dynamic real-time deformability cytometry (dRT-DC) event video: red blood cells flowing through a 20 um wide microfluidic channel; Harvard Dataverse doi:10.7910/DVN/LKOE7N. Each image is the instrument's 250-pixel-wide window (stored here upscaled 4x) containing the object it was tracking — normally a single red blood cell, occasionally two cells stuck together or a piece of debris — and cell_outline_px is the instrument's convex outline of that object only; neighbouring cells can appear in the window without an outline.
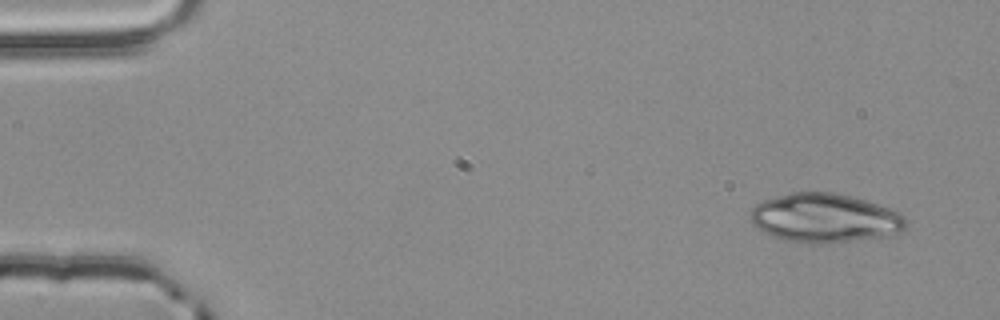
{"species": "common noctule bat (a hibernating species)", "species_latin": "Nyctalus noctula", "temperature_condition": "room temperature", "stored_images_in_passage": 3, "camera_frame_rate_fps": 3000, "um_per_image_px": 0.085, "animal": {"sex": "male", "body_mass_g": 20.4}, "frame": {"image": 1, "passage_image": 1, "time_ms": 0.0, "image_size_px": [1000, 320], "cell_outline_px": [[908, 228], [904, 232], [888, 236], [828, 244], [812, 244], [784, 240], [772, 236], [764, 232], [752, 224], [748, 216], [752, 208], [756, 204], [764, 200], [792, 192], [832, 192], [852, 196], [900, 212], [908, 220]], "centroid_in_image_um": [70.14, 18.55], "position_along_channel_um": 14.9, "area_um2": 45.03}}